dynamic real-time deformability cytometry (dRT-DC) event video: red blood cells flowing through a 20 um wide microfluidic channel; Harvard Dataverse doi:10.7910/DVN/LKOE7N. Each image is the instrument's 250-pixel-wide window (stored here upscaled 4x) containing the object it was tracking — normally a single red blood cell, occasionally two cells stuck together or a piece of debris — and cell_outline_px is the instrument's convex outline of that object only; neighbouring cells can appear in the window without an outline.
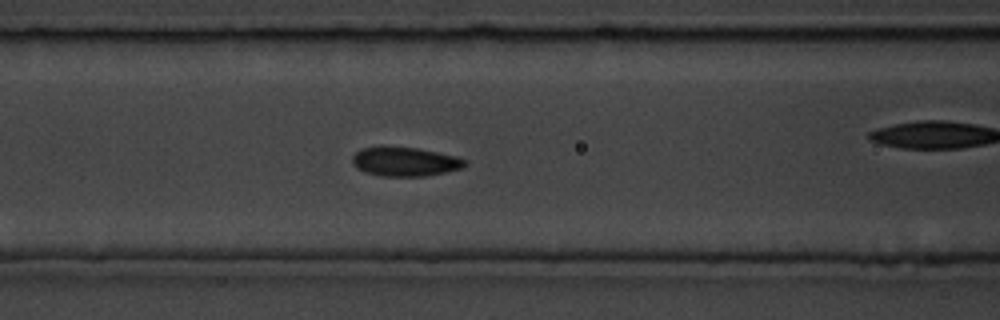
{"species": "common noctule bat (a hibernating species)", "species_latin": "Nyctalus noctula", "temperature_condition": "room temperature", "stored_images_in_passage": 43, "camera_frame_rate_fps": 3000, "um_per_image_px": 0.085, "animal": {"sex": "male", "body_mass_g": 19.5, "forearm_length_mm": 54.6}, "frame": {"image": 1, "passage_image": 13, "time_ms": 4.0, "image_size_px": [1000, 320], "cell_outline_px": [[468, 164], [464, 168], [424, 176], [380, 176], [364, 172], [356, 168], [352, 164], [352, 156], [360, 148], [380, 144], [384, 144], [416, 148], [456, 156], [468, 160]], "centroid_in_image_um": [34.37, 13.71], "position_along_channel_um": 132.2, "area_um2": 19.77}, "authors_computed_cell_mechanics": {"area_um2": 19.3052, "velocity_mm_per_s": 3.5892, "shape_relaxation_time_tau1_ms": 3.2697, "shape_relaxation_time_tau2_ms": 1.0644, "deformation_change_tau1": 0.0815, "deformation_change_tau2": 0.0496}}